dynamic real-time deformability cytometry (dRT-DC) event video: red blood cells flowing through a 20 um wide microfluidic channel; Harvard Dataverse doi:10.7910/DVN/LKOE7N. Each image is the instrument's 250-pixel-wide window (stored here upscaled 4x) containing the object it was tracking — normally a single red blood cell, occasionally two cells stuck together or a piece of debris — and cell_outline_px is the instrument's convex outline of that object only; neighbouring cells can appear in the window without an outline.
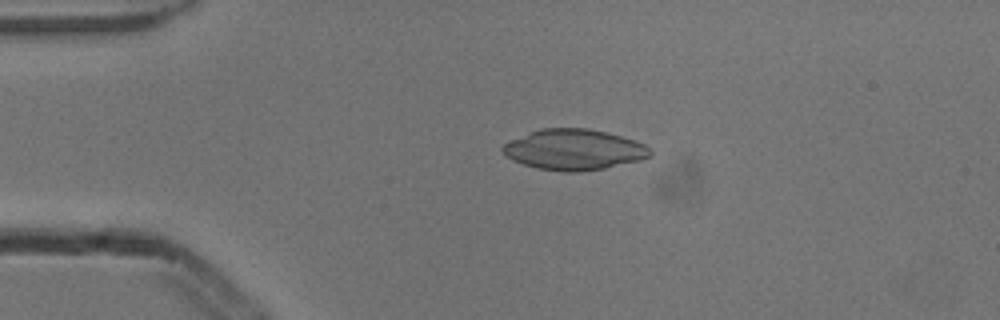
{"species": "common noctule bat (a hibernating species)", "species_latin": "Nyctalus noctula", "temperature_condition": "cold", "stored_images_in_passage": 4, "camera_frame_rate_fps": 3000, "um_per_image_px": 0.085, "animal": {"sex": "male", "body_mass_g": 13.3}, "frame": {"image": 1, "passage_image": 2, "time_ms": 0.333, "image_size_px": [1000, 320], "cell_outline_px": [[652, 156], [640, 160], [604, 168], [580, 172], [564, 172], [536, 168], [512, 160], [500, 148], [508, 140], [540, 128], [588, 128], [620, 136], [644, 144], [652, 152]], "centroid_in_image_um": [48.76, 12.72], "position_along_channel_um": 36.2, "area_um2": 34.85}}